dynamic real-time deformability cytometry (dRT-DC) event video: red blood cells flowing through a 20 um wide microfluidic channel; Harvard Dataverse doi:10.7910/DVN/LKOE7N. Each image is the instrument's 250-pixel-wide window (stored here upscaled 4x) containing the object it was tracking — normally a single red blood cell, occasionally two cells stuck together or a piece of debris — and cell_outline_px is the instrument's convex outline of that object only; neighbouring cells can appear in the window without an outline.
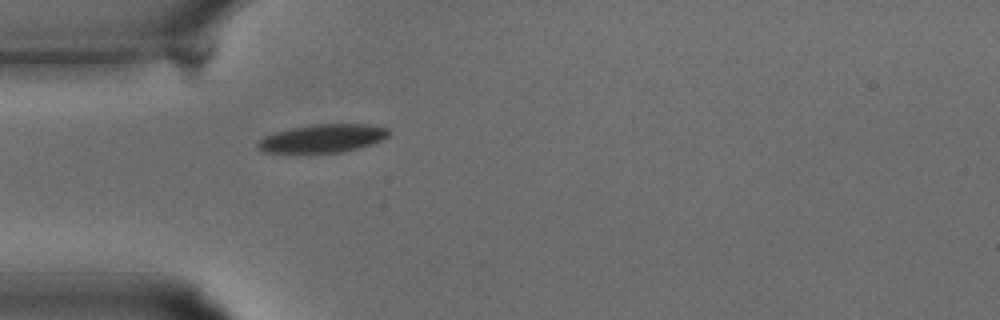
{"species": "common noctule bat (a hibernating species)", "species_latin": "Nyctalus noctula", "temperature_condition": "warm", "stored_images_in_passage": 24, "camera_frame_rate_fps": 3000, "um_per_image_px": 0.085, "animal": {"sex": "male", "body_mass_g": 15.6}, "frame": {"image": 1, "passage_image": 1, "time_ms": 0.0, "image_size_px": [1000, 320], "cell_outline_px": [[392, 132], [388, 136], [372, 144], [344, 152], [264, 152], [256, 148], [256, 144], [264, 136], [276, 132], [292, 128], [316, 124], [364, 124], [388, 128]], "centroid_in_image_um": [27.44, 11.76], "position_along_channel_um": 57.6, "area_um2": 21.33}}
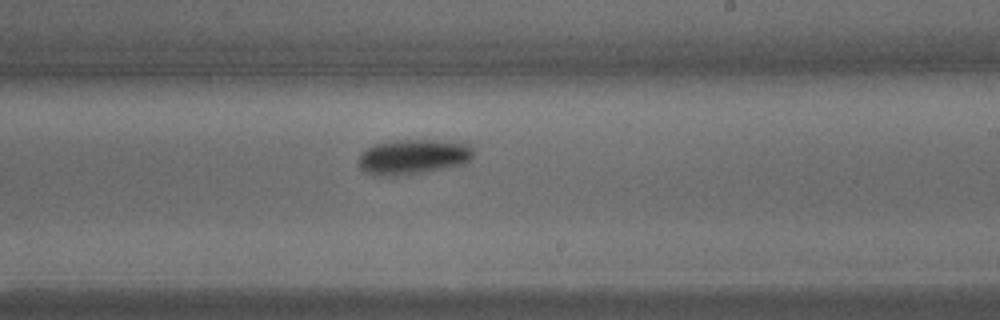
{"frame": {"image": 2, "passage_image": 11, "time_ms": 3.333, "image_size_px": [1000, 320], "cell_outline_px": [[476, 152], [468, 164], [412, 176], [376, 176], [364, 172], [360, 168], [360, 152], [376, 144], [392, 140], [432, 140], [468, 144]], "centroid_in_image_um": [35.17, 13.37], "position_along_channel_um": 253.8, "area_um2": 24.22}}
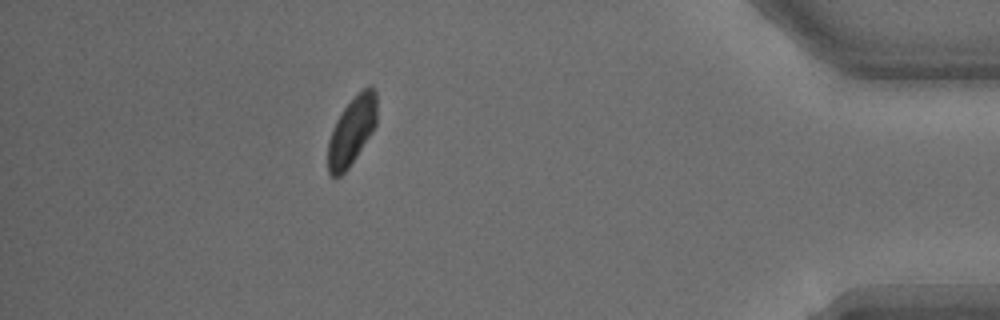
{"frame": {"image": 3, "passage_image": 21, "time_ms": 6.667, "image_size_px": [1000, 320], "cell_outline_px": [[376, 124], [372, 132], [348, 168], [340, 176], [332, 176], [328, 172], [328, 140], [332, 128], [336, 120], [344, 108], [368, 84], [372, 84], [376, 92]], "centroid_in_image_um": [29.9, 11.12], "position_along_channel_um": 405.3, "area_um2": 19.19}}